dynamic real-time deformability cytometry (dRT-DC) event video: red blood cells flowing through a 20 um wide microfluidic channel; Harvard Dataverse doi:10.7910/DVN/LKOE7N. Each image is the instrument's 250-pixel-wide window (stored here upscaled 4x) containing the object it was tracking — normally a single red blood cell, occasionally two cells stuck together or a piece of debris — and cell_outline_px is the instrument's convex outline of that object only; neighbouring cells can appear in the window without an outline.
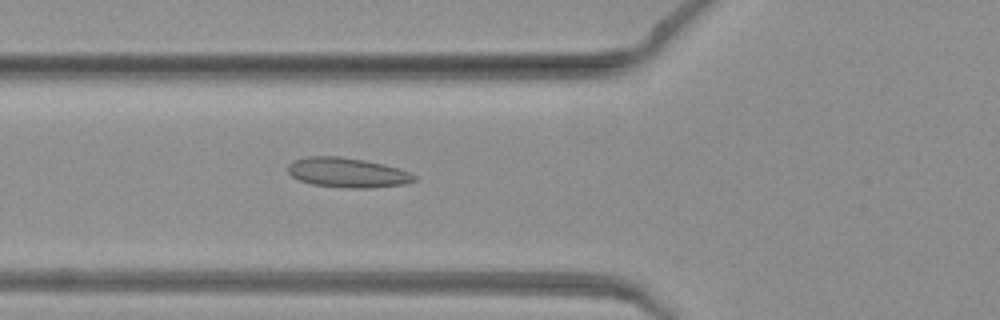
{"species": "common noctule bat (a hibernating species)", "species_latin": "Nyctalus noctula", "temperature_condition": "warm", "stored_images_in_passage": 46, "camera_frame_rate_fps": 3000, "um_per_image_px": 0.085, "animal": {"sex": "female", "body_mass_g": 19.3, "forearm_length_mm": 54.1}, "frame": {"image": 1, "passage_image": 13, "time_ms": 4.0, "image_size_px": [1000, 320], "cell_outline_px": [[416, 180], [404, 184], [368, 188], [348, 188], [312, 184], [300, 180], [292, 176], [288, 172], [288, 164], [292, 160], [308, 156], [340, 156], [364, 160], [384, 164], [400, 168], [412, 172], [416, 176]], "centroid_in_image_um": [29.54, 14.66], "position_along_channel_um": 96.3, "area_um2": 22.02}}
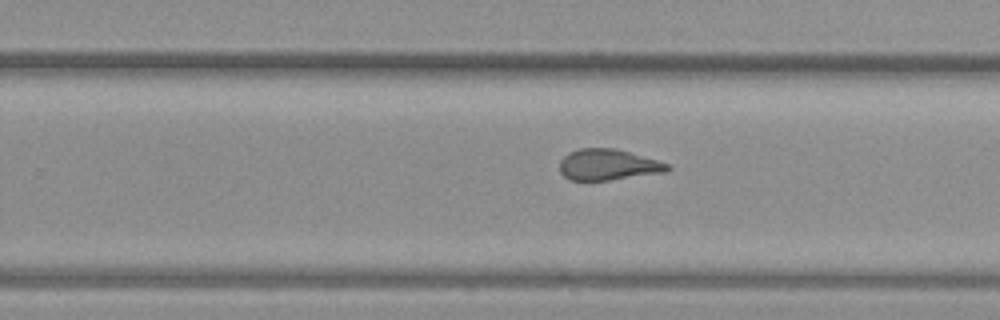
{"frame": {"image": 2, "passage_image": 27, "time_ms": 8.667, "image_size_px": [1000, 320], "cell_outline_px": [[672, 168], [668, 172], [608, 180], [568, 180], [560, 172], [560, 160], [568, 152], [580, 148], [616, 148], [656, 160], [668, 164]], "centroid_in_image_um": [51.68, 14.0], "position_along_channel_um": 278.1, "area_um2": 19.54}}
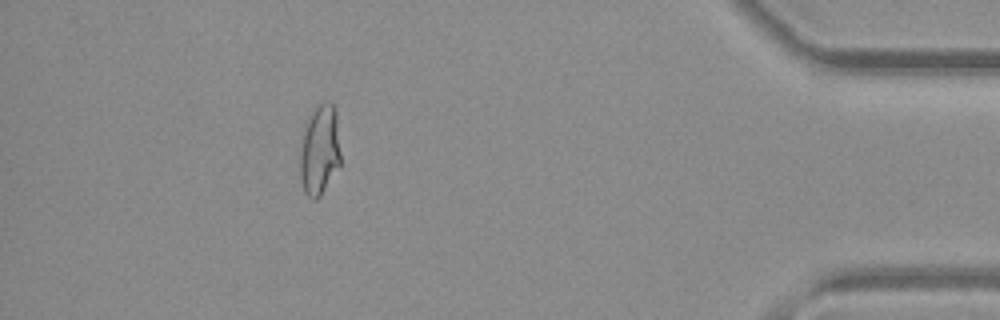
{"frame": {"image": 3, "passage_image": 41, "time_ms": 13.333, "image_size_px": [1000, 320], "cell_outline_px": [[340, 168], [320, 196], [316, 200], [312, 200], [304, 192], [300, 176], [300, 148], [304, 128], [312, 112], [324, 100], [328, 100], [336, 108], [340, 152]], "centroid_in_image_um": [27.19, 12.78], "position_along_channel_um": 408.0, "area_um2": 21.68}}